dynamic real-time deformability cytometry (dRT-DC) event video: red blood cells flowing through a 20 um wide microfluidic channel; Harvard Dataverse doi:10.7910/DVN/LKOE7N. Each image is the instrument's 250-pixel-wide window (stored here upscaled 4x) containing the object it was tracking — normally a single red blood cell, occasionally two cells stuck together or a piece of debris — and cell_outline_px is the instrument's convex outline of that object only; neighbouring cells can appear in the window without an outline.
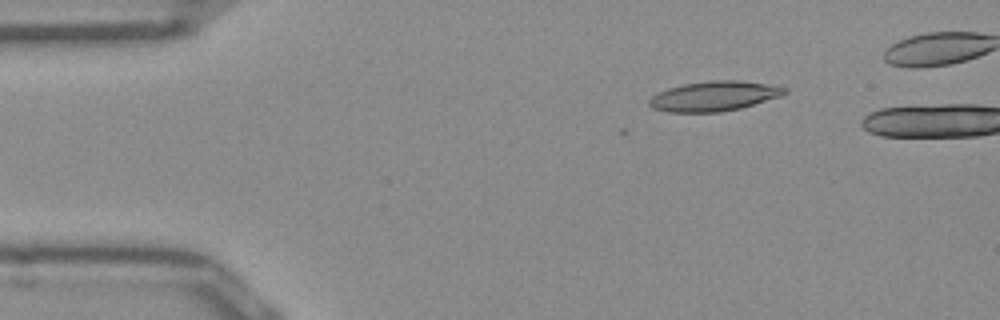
{"species": "Egyptian fruit bat (a non-hibernating species)", "species_latin": "Rousettus aegyptiacus", "temperature_condition": "room temperature", "stored_images_in_passage": 4, "camera_frame_rate_fps": 3000, "um_per_image_px": 0.085, "frame": {"image": 1, "passage_image": 1, "time_ms": 0.0, "image_size_px": [1000, 320], "cell_outline_px": [[788, 92], [780, 96], [740, 108], [720, 112], [668, 112], [652, 108], [648, 104], [648, 100], [652, 96], [668, 88], [684, 84], [712, 80], [740, 80], [788, 88]], "centroid_in_image_um": [60.67, 8.17], "position_along_channel_um": 24.3, "area_um2": 23.35}}